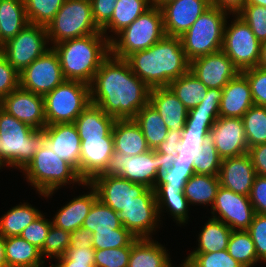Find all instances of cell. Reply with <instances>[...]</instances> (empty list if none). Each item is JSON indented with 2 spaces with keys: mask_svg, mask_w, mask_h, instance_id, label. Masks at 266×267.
<instances>
[{
  "mask_svg": "<svg viewBox=\"0 0 266 267\" xmlns=\"http://www.w3.org/2000/svg\"><path fill=\"white\" fill-rule=\"evenodd\" d=\"M150 90L125 59L110 54L90 84V101L115 119H133L149 103Z\"/></svg>",
  "mask_w": 266,
  "mask_h": 267,
  "instance_id": "obj_1",
  "label": "cell"
},
{
  "mask_svg": "<svg viewBox=\"0 0 266 267\" xmlns=\"http://www.w3.org/2000/svg\"><path fill=\"white\" fill-rule=\"evenodd\" d=\"M125 60L132 72L150 89L168 87L190 68L180 37L167 35L150 48L134 52Z\"/></svg>",
  "mask_w": 266,
  "mask_h": 267,
  "instance_id": "obj_2",
  "label": "cell"
},
{
  "mask_svg": "<svg viewBox=\"0 0 266 267\" xmlns=\"http://www.w3.org/2000/svg\"><path fill=\"white\" fill-rule=\"evenodd\" d=\"M103 33L68 39L54 44L65 80L90 85L102 62L110 55V41Z\"/></svg>",
  "mask_w": 266,
  "mask_h": 267,
  "instance_id": "obj_3",
  "label": "cell"
},
{
  "mask_svg": "<svg viewBox=\"0 0 266 267\" xmlns=\"http://www.w3.org/2000/svg\"><path fill=\"white\" fill-rule=\"evenodd\" d=\"M45 143L43 130L33 129L0 108V169L8 165L23 170Z\"/></svg>",
  "mask_w": 266,
  "mask_h": 267,
  "instance_id": "obj_4",
  "label": "cell"
},
{
  "mask_svg": "<svg viewBox=\"0 0 266 267\" xmlns=\"http://www.w3.org/2000/svg\"><path fill=\"white\" fill-rule=\"evenodd\" d=\"M23 172L27 175V182L44 197L51 196L70 181L79 185L85 183L78 171L54 153L47 143L35 153Z\"/></svg>",
  "mask_w": 266,
  "mask_h": 267,
  "instance_id": "obj_5",
  "label": "cell"
},
{
  "mask_svg": "<svg viewBox=\"0 0 266 267\" xmlns=\"http://www.w3.org/2000/svg\"><path fill=\"white\" fill-rule=\"evenodd\" d=\"M110 41V54L126 59L134 52L150 48L166 34L161 8L152 5Z\"/></svg>",
  "mask_w": 266,
  "mask_h": 267,
  "instance_id": "obj_6",
  "label": "cell"
},
{
  "mask_svg": "<svg viewBox=\"0 0 266 267\" xmlns=\"http://www.w3.org/2000/svg\"><path fill=\"white\" fill-rule=\"evenodd\" d=\"M227 15L228 13L217 7L210 6L180 36L189 61L221 50Z\"/></svg>",
  "mask_w": 266,
  "mask_h": 267,
  "instance_id": "obj_7",
  "label": "cell"
},
{
  "mask_svg": "<svg viewBox=\"0 0 266 267\" xmlns=\"http://www.w3.org/2000/svg\"><path fill=\"white\" fill-rule=\"evenodd\" d=\"M43 98L46 126L74 123L81 112L91 104L90 85L65 80Z\"/></svg>",
  "mask_w": 266,
  "mask_h": 267,
  "instance_id": "obj_8",
  "label": "cell"
},
{
  "mask_svg": "<svg viewBox=\"0 0 266 267\" xmlns=\"http://www.w3.org/2000/svg\"><path fill=\"white\" fill-rule=\"evenodd\" d=\"M46 28L52 44L102 33L94 22L91 0H65Z\"/></svg>",
  "mask_w": 266,
  "mask_h": 267,
  "instance_id": "obj_9",
  "label": "cell"
},
{
  "mask_svg": "<svg viewBox=\"0 0 266 267\" xmlns=\"http://www.w3.org/2000/svg\"><path fill=\"white\" fill-rule=\"evenodd\" d=\"M194 174L190 165L174 164L164 174H159L153 187L156 195L158 213L166 206L170 215L179 224L188 221V200L184 195V186Z\"/></svg>",
  "mask_w": 266,
  "mask_h": 267,
  "instance_id": "obj_10",
  "label": "cell"
},
{
  "mask_svg": "<svg viewBox=\"0 0 266 267\" xmlns=\"http://www.w3.org/2000/svg\"><path fill=\"white\" fill-rule=\"evenodd\" d=\"M158 168V152L155 150L135 156L114 150L106 167L97 176H118L153 189L158 177Z\"/></svg>",
  "mask_w": 266,
  "mask_h": 267,
  "instance_id": "obj_11",
  "label": "cell"
},
{
  "mask_svg": "<svg viewBox=\"0 0 266 267\" xmlns=\"http://www.w3.org/2000/svg\"><path fill=\"white\" fill-rule=\"evenodd\" d=\"M231 23L227 26L226 20L221 50L240 72L256 67L260 59L261 42L248 24L238 15H235V19Z\"/></svg>",
  "mask_w": 266,
  "mask_h": 267,
  "instance_id": "obj_12",
  "label": "cell"
},
{
  "mask_svg": "<svg viewBox=\"0 0 266 267\" xmlns=\"http://www.w3.org/2000/svg\"><path fill=\"white\" fill-rule=\"evenodd\" d=\"M47 28L28 23L0 48V53L20 73L50 48ZM48 47V48H46Z\"/></svg>",
  "mask_w": 266,
  "mask_h": 267,
  "instance_id": "obj_13",
  "label": "cell"
},
{
  "mask_svg": "<svg viewBox=\"0 0 266 267\" xmlns=\"http://www.w3.org/2000/svg\"><path fill=\"white\" fill-rule=\"evenodd\" d=\"M64 81L59 57L52 46L20 72V87L42 96Z\"/></svg>",
  "mask_w": 266,
  "mask_h": 267,
  "instance_id": "obj_14",
  "label": "cell"
},
{
  "mask_svg": "<svg viewBox=\"0 0 266 267\" xmlns=\"http://www.w3.org/2000/svg\"><path fill=\"white\" fill-rule=\"evenodd\" d=\"M122 225L136 238H150L159 218L155 191L147 189L118 212ZM157 222V223H156Z\"/></svg>",
  "mask_w": 266,
  "mask_h": 267,
  "instance_id": "obj_15",
  "label": "cell"
},
{
  "mask_svg": "<svg viewBox=\"0 0 266 267\" xmlns=\"http://www.w3.org/2000/svg\"><path fill=\"white\" fill-rule=\"evenodd\" d=\"M211 210L214 215L212 218L224 222L232 230H247L255 215L249 196L235 193L221 185ZM215 212L219 214L218 217Z\"/></svg>",
  "mask_w": 266,
  "mask_h": 267,
  "instance_id": "obj_16",
  "label": "cell"
},
{
  "mask_svg": "<svg viewBox=\"0 0 266 267\" xmlns=\"http://www.w3.org/2000/svg\"><path fill=\"white\" fill-rule=\"evenodd\" d=\"M0 108L33 129L46 127L44 98L20 86L0 100Z\"/></svg>",
  "mask_w": 266,
  "mask_h": 267,
  "instance_id": "obj_17",
  "label": "cell"
},
{
  "mask_svg": "<svg viewBox=\"0 0 266 267\" xmlns=\"http://www.w3.org/2000/svg\"><path fill=\"white\" fill-rule=\"evenodd\" d=\"M189 70L208 89H223L240 72L222 50L193 59Z\"/></svg>",
  "mask_w": 266,
  "mask_h": 267,
  "instance_id": "obj_18",
  "label": "cell"
},
{
  "mask_svg": "<svg viewBox=\"0 0 266 267\" xmlns=\"http://www.w3.org/2000/svg\"><path fill=\"white\" fill-rule=\"evenodd\" d=\"M209 139L222 159L249 151L242 118L219 117L210 130Z\"/></svg>",
  "mask_w": 266,
  "mask_h": 267,
  "instance_id": "obj_19",
  "label": "cell"
},
{
  "mask_svg": "<svg viewBox=\"0 0 266 267\" xmlns=\"http://www.w3.org/2000/svg\"><path fill=\"white\" fill-rule=\"evenodd\" d=\"M89 183L96 189L98 199L117 213L148 189L118 176H95Z\"/></svg>",
  "mask_w": 266,
  "mask_h": 267,
  "instance_id": "obj_20",
  "label": "cell"
},
{
  "mask_svg": "<svg viewBox=\"0 0 266 267\" xmlns=\"http://www.w3.org/2000/svg\"><path fill=\"white\" fill-rule=\"evenodd\" d=\"M211 6L210 0H175L161 7L167 36H182Z\"/></svg>",
  "mask_w": 266,
  "mask_h": 267,
  "instance_id": "obj_21",
  "label": "cell"
},
{
  "mask_svg": "<svg viewBox=\"0 0 266 267\" xmlns=\"http://www.w3.org/2000/svg\"><path fill=\"white\" fill-rule=\"evenodd\" d=\"M113 151L112 131L105 138L81 140L79 175L84 182H90L104 170Z\"/></svg>",
  "mask_w": 266,
  "mask_h": 267,
  "instance_id": "obj_22",
  "label": "cell"
},
{
  "mask_svg": "<svg viewBox=\"0 0 266 267\" xmlns=\"http://www.w3.org/2000/svg\"><path fill=\"white\" fill-rule=\"evenodd\" d=\"M256 171L249 153L222 159L219 182L224 188L249 196L256 177Z\"/></svg>",
  "mask_w": 266,
  "mask_h": 267,
  "instance_id": "obj_23",
  "label": "cell"
},
{
  "mask_svg": "<svg viewBox=\"0 0 266 267\" xmlns=\"http://www.w3.org/2000/svg\"><path fill=\"white\" fill-rule=\"evenodd\" d=\"M46 143L62 160L71 164L79 174L81 140L74 123L52 124L43 129Z\"/></svg>",
  "mask_w": 266,
  "mask_h": 267,
  "instance_id": "obj_24",
  "label": "cell"
},
{
  "mask_svg": "<svg viewBox=\"0 0 266 267\" xmlns=\"http://www.w3.org/2000/svg\"><path fill=\"white\" fill-rule=\"evenodd\" d=\"M253 105L250 84L247 77L239 72L222 89L219 116L242 118Z\"/></svg>",
  "mask_w": 266,
  "mask_h": 267,
  "instance_id": "obj_25",
  "label": "cell"
},
{
  "mask_svg": "<svg viewBox=\"0 0 266 267\" xmlns=\"http://www.w3.org/2000/svg\"><path fill=\"white\" fill-rule=\"evenodd\" d=\"M149 103L160 114L168 130L184 129L188 109L169 87H156L150 90Z\"/></svg>",
  "mask_w": 266,
  "mask_h": 267,
  "instance_id": "obj_26",
  "label": "cell"
},
{
  "mask_svg": "<svg viewBox=\"0 0 266 267\" xmlns=\"http://www.w3.org/2000/svg\"><path fill=\"white\" fill-rule=\"evenodd\" d=\"M83 186H89L91 191L88 194L73 198V200L59 209L52 221L55 227L69 232L82 227L86 216L98 199L96 189L89 182H85Z\"/></svg>",
  "mask_w": 266,
  "mask_h": 267,
  "instance_id": "obj_27",
  "label": "cell"
},
{
  "mask_svg": "<svg viewBox=\"0 0 266 267\" xmlns=\"http://www.w3.org/2000/svg\"><path fill=\"white\" fill-rule=\"evenodd\" d=\"M112 136L115 151L135 156L151 150L134 119H116Z\"/></svg>",
  "mask_w": 266,
  "mask_h": 267,
  "instance_id": "obj_28",
  "label": "cell"
},
{
  "mask_svg": "<svg viewBox=\"0 0 266 267\" xmlns=\"http://www.w3.org/2000/svg\"><path fill=\"white\" fill-rule=\"evenodd\" d=\"M213 125L214 123L186 121L175 159L176 164L193 165V158L198 156L202 145L209 138Z\"/></svg>",
  "mask_w": 266,
  "mask_h": 267,
  "instance_id": "obj_29",
  "label": "cell"
},
{
  "mask_svg": "<svg viewBox=\"0 0 266 267\" xmlns=\"http://www.w3.org/2000/svg\"><path fill=\"white\" fill-rule=\"evenodd\" d=\"M115 120L98 106L90 104L77 117L74 124L80 140H87L105 138L112 131Z\"/></svg>",
  "mask_w": 266,
  "mask_h": 267,
  "instance_id": "obj_30",
  "label": "cell"
},
{
  "mask_svg": "<svg viewBox=\"0 0 266 267\" xmlns=\"http://www.w3.org/2000/svg\"><path fill=\"white\" fill-rule=\"evenodd\" d=\"M170 259L166 248L152 238H135L131 242L128 267H163Z\"/></svg>",
  "mask_w": 266,
  "mask_h": 267,
  "instance_id": "obj_31",
  "label": "cell"
},
{
  "mask_svg": "<svg viewBox=\"0 0 266 267\" xmlns=\"http://www.w3.org/2000/svg\"><path fill=\"white\" fill-rule=\"evenodd\" d=\"M7 267H43L44 260L40 249L21 236L5 238Z\"/></svg>",
  "mask_w": 266,
  "mask_h": 267,
  "instance_id": "obj_32",
  "label": "cell"
},
{
  "mask_svg": "<svg viewBox=\"0 0 266 267\" xmlns=\"http://www.w3.org/2000/svg\"><path fill=\"white\" fill-rule=\"evenodd\" d=\"M28 23L23 0H0L1 47Z\"/></svg>",
  "mask_w": 266,
  "mask_h": 267,
  "instance_id": "obj_33",
  "label": "cell"
},
{
  "mask_svg": "<svg viewBox=\"0 0 266 267\" xmlns=\"http://www.w3.org/2000/svg\"><path fill=\"white\" fill-rule=\"evenodd\" d=\"M151 6L152 0H118L111 19L101 28V32L106 35L110 29L109 32L117 35Z\"/></svg>",
  "mask_w": 266,
  "mask_h": 267,
  "instance_id": "obj_34",
  "label": "cell"
},
{
  "mask_svg": "<svg viewBox=\"0 0 266 267\" xmlns=\"http://www.w3.org/2000/svg\"><path fill=\"white\" fill-rule=\"evenodd\" d=\"M133 119L141 128L149 148L156 150L168 134V128L160 114L148 103Z\"/></svg>",
  "mask_w": 266,
  "mask_h": 267,
  "instance_id": "obj_35",
  "label": "cell"
},
{
  "mask_svg": "<svg viewBox=\"0 0 266 267\" xmlns=\"http://www.w3.org/2000/svg\"><path fill=\"white\" fill-rule=\"evenodd\" d=\"M232 229L224 222L211 218L199 234V244L191 253H212L227 249Z\"/></svg>",
  "mask_w": 266,
  "mask_h": 267,
  "instance_id": "obj_36",
  "label": "cell"
},
{
  "mask_svg": "<svg viewBox=\"0 0 266 267\" xmlns=\"http://www.w3.org/2000/svg\"><path fill=\"white\" fill-rule=\"evenodd\" d=\"M219 187L218 176L193 174L184 186V195L190 205H213Z\"/></svg>",
  "mask_w": 266,
  "mask_h": 267,
  "instance_id": "obj_37",
  "label": "cell"
},
{
  "mask_svg": "<svg viewBox=\"0 0 266 267\" xmlns=\"http://www.w3.org/2000/svg\"><path fill=\"white\" fill-rule=\"evenodd\" d=\"M40 215L38 209L27 203L12 207L0 218V234L5 238L20 236L22 231Z\"/></svg>",
  "mask_w": 266,
  "mask_h": 267,
  "instance_id": "obj_38",
  "label": "cell"
},
{
  "mask_svg": "<svg viewBox=\"0 0 266 267\" xmlns=\"http://www.w3.org/2000/svg\"><path fill=\"white\" fill-rule=\"evenodd\" d=\"M168 87L188 110L203 101L208 91V88L190 70L172 81Z\"/></svg>",
  "mask_w": 266,
  "mask_h": 267,
  "instance_id": "obj_39",
  "label": "cell"
},
{
  "mask_svg": "<svg viewBox=\"0 0 266 267\" xmlns=\"http://www.w3.org/2000/svg\"><path fill=\"white\" fill-rule=\"evenodd\" d=\"M122 226L118 213L99 199L94 202L82 225L93 233L111 231Z\"/></svg>",
  "mask_w": 266,
  "mask_h": 267,
  "instance_id": "obj_40",
  "label": "cell"
},
{
  "mask_svg": "<svg viewBox=\"0 0 266 267\" xmlns=\"http://www.w3.org/2000/svg\"><path fill=\"white\" fill-rule=\"evenodd\" d=\"M227 251L244 267H252L259 261L254 243L247 230H232Z\"/></svg>",
  "mask_w": 266,
  "mask_h": 267,
  "instance_id": "obj_41",
  "label": "cell"
},
{
  "mask_svg": "<svg viewBox=\"0 0 266 267\" xmlns=\"http://www.w3.org/2000/svg\"><path fill=\"white\" fill-rule=\"evenodd\" d=\"M248 148L266 143V107L253 105L242 116Z\"/></svg>",
  "mask_w": 266,
  "mask_h": 267,
  "instance_id": "obj_42",
  "label": "cell"
},
{
  "mask_svg": "<svg viewBox=\"0 0 266 267\" xmlns=\"http://www.w3.org/2000/svg\"><path fill=\"white\" fill-rule=\"evenodd\" d=\"M28 22L47 26L55 17L65 0H23Z\"/></svg>",
  "mask_w": 266,
  "mask_h": 267,
  "instance_id": "obj_43",
  "label": "cell"
},
{
  "mask_svg": "<svg viewBox=\"0 0 266 267\" xmlns=\"http://www.w3.org/2000/svg\"><path fill=\"white\" fill-rule=\"evenodd\" d=\"M193 159L192 168L194 174L218 176L222 158L209 138L202 145L198 156Z\"/></svg>",
  "mask_w": 266,
  "mask_h": 267,
  "instance_id": "obj_44",
  "label": "cell"
},
{
  "mask_svg": "<svg viewBox=\"0 0 266 267\" xmlns=\"http://www.w3.org/2000/svg\"><path fill=\"white\" fill-rule=\"evenodd\" d=\"M70 247V232L51 225L47 234L43 248L40 250L43 256L52 258H60L66 254Z\"/></svg>",
  "mask_w": 266,
  "mask_h": 267,
  "instance_id": "obj_45",
  "label": "cell"
},
{
  "mask_svg": "<svg viewBox=\"0 0 266 267\" xmlns=\"http://www.w3.org/2000/svg\"><path fill=\"white\" fill-rule=\"evenodd\" d=\"M136 237L124 226L105 232H94L92 243L94 249H110L128 246Z\"/></svg>",
  "mask_w": 266,
  "mask_h": 267,
  "instance_id": "obj_46",
  "label": "cell"
},
{
  "mask_svg": "<svg viewBox=\"0 0 266 267\" xmlns=\"http://www.w3.org/2000/svg\"><path fill=\"white\" fill-rule=\"evenodd\" d=\"M186 258L190 267H244L229 255L227 249L212 253H190Z\"/></svg>",
  "mask_w": 266,
  "mask_h": 267,
  "instance_id": "obj_47",
  "label": "cell"
},
{
  "mask_svg": "<svg viewBox=\"0 0 266 267\" xmlns=\"http://www.w3.org/2000/svg\"><path fill=\"white\" fill-rule=\"evenodd\" d=\"M237 15L248 24L261 43L266 41V7L245 4Z\"/></svg>",
  "mask_w": 266,
  "mask_h": 267,
  "instance_id": "obj_48",
  "label": "cell"
},
{
  "mask_svg": "<svg viewBox=\"0 0 266 267\" xmlns=\"http://www.w3.org/2000/svg\"><path fill=\"white\" fill-rule=\"evenodd\" d=\"M131 243L126 247L95 249V267H128Z\"/></svg>",
  "mask_w": 266,
  "mask_h": 267,
  "instance_id": "obj_49",
  "label": "cell"
},
{
  "mask_svg": "<svg viewBox=\"0 0 266 267\" xmlns=\"http://www.w3.org/2000/svg\"><path fill=\"white\" fill-rule=\"evenodd\" d=\"M95 249L88 246H79V248H68L66 254L58 258V264L51 267H95L94 266Z\"/></svg>",
  "mask_w": 266,
  "mask_h": 267,
  "instance_id": "obj_50",
  "label": "cell"
},
{
  "mask_svg": "<svg viewBox=\"0 0 266 267\" xmlns=\"http://www.w3.org/2000/svg\"><path fill=\"white\" fill-rule=\"evenodd\" d=\"M241 72L250 84L254 105L266 107V70L256 66Z\"/></svg>",
  "mask_w": 266,
  "mask_h": 267,
  "instance_id": "obj_51",
  "label": "cell"
},
{
  "mask_svg": "<svg viewBox=\"0 0 266 267\" xmlns=\"http://www.w3.org/2000/svg\"><path fill=\"white\" fill-rule=\"evenodd\" d=\"M247 231L254 243L258 260L266 262V215L255 213Z\"/></svg>",
  "mask_w": 266,
  "mask_h": 267,
  "instance_id": "obj_52",
  "label": "cell"
},
{
  "mask_svg": "<svg viewBox=\"0 0 266 267\" xmlns=\"http://www.w3.org/2000/svg\"><path fill=\"white\" fill-rule=\"evenodd\" d=\"M51 225L52 221H48L41 214L22 231L20 236L41 250Z\"/></svg>",
  "mask_w": 266,
  "mask_h": 267,
  "instance_id": "obj_53",
  "label": "cell"
},
{
  "mask_svg": "<svg viewBox=\"0 0 266 267\" xmlns=\"http://www.w3.org/2000/svg\"><path fill=\"white\" fill-rule=\"evenodd\" d=\"M20 86V73L0 53V100Z\"/></svg>",
  "mask_w": 266,
  "mask_h": 267,
  "instance_id": "obj_54",
  "label": "cell"
},
{
  "mask_svg": "<svg viewBox=\"0 0 266 267\" xmlns=\"http://www.w3.org/2000/svg\"><path fill=\"white\" fill-rule=\"evenodd\" d=\"M249 199L255 213L266 215V177L256 175Z\"/></svg>",
  "mask_w": 266,
  "mask_h": 267,
  "instance_id": "obj_55",
  "label": "cell"
},
{
  "mask_svg": "<svg viewBox=\"0 0 266 267\" xmlns=\"http://www.w3.org/2000/svg\"><path fill=\"white\" fill-rule=\"evenodd\" d=\"M118 0H91L94 22L101 29L110 19Z\"/></svg>",
  "mask_w": 266,
  "mask_h": 267,
  "instance_id": "obj_56",
  "label": "cell"
},
{
  "mask_svg": "<svg viewBox=\"0 0 266 267\" xmlns=\"http://www.w3.org/2000/svg\"><path fill=\"white\" fill-rule=\"evenodd\" d=\"M219 109L206 107H195L188 110L186 121H199L204 123H215L219 118Z\"/></svg>",
  "mask_w": 266,
  "mask_h": 267,
  "instance_id": "obj_57",
  "label": "cell"
},
{
  "mask_svg": "<svg viewBox=\"0 0 266 267\" xmlns=\"http://www.w3.org/2000/svg\"><path fill=\"white\" fill-rule=\"evenodd\" d=\"M248 153L256 174L266 177V143L249 148Z\"/></svg>",
  "mask_w": 266,
  "mask_h": 267,
  "instance_id": "obj_58",
  "label": "cell"
},
{
  "mask_svg": "<svg viewBox=\"0 0 266 267\" xmlns=\"http://www.w3.org/2000/svg\"><path fill=\"white\" fill-rule=\"evenodd\" d=\"M182 138V131L168 130L166 139L155 150L158 153L171 154L173 156L178 155L179 143Z\"/></svg>",
  "mask_w": 266,
  "mask_h": 267,
  "instance_id": "obj_59",
  "label": "cell"
},
{
  "mask_svg": "<svg viewBox=\"0 0 266 267\" xmlns=\"http://www.w3.org/2000/svg\"><path fill=\"white\" fill-rule=\"evenodd\" d=\"M92 238L93 232L91 230L80 227L79 229L70 232L69 248H79V246L93 248Z\"/></svg>",
  "mask_w": 266,
  "mask_h": 267,
  "instance_id": "obj_60",
  "label": "cell"
},
{
  "mask_svg": "<svg viewBox=\"0 0 266 267\" xmlns=\"http://www.w3.org/2000/svg\"><path fill=\"white\" fill-rule=\"evenodd\" d=\"M246 0H210L211 6L228 14L237 15L245 6ZM228 10V11H227Z\"/></svg>",
  "mask_w": 266,
  "mask_h": 267,
  "instance_id": "obj_61",
  "label": "cell"
},
{
  "mask_svg": "<svg viewBox=\"0 0 266 267\" xmlns=\"http://www.w3.org/2000/svg\"><path fill=\"white\" fill-rule=\"evenodd\" d=\"M222 98V89L210 88L206 96L196 107H206L211 109H220V102Z\"/></svg>",
  "mask_w": 266,
  "mask_h": 267,
  "instance_id": "obj_62",
  "label": "cell"
},
{
  "mask_svg": "<svg viewBox=\"0 0 266 267\" xmlns=\"http://www.w3.org/2000/svg\"><path fill=\"white\" fill-rule=\"evenodd\" d=\"M176 157L171 154L158 153V175L164 174L168 169L172 168L175 164Z\"/></svg>",
  "mask_w": 266,
  "mask_h": 267,
  "instance_id": "obj_63",
  "label": "cell"
},
{
  "mask_svg": "<svg viewBox=\"0 0 266 267\" xmlns=\"http://www.w3.org/2000/svg\"><path fill=\"white\" fill-rule=\"evenodd\" d=\"M0 267H7L5 257V237L0 234Z\"/></svg>",
  "mask_w": 266,
  "mask_h": 267,
  "instance_id": "obj_64",
  "label": "cell"
},
{
  "mask_svg": "<svg viewBox=\"0 0 266 267\" xmlns=\"http://www.w3.org/2000/svg\"><path fill=\"white\" fill-rule=\"evenodd\" d=\"M257 67L266 70V41L261 43L260 59Z\"/></svg>",
  "mask_w": 266,
  "mask_h": 267,
  "instance_id": "obj_65",
  "label": "cell"
},
{
  "mask_svg": "<svg viewBox=\"0 0 266 267\" xmlns=\"http://www.w3.org/2000/svg\"><path fill=\"white\" fill-rule=\"evenodd\" d=\"M175 0H152V5L161 8L164 4L170 3Z\"/></svg>",
  "mask_w": 266,
  "mask_h": 267,
  "instance_id": "obj_66",
  "label": "cell"
},
{
  "mask_svg": "<svg viewBox=\"0 0 266 267\" xmlns=\"http://www.w3.org/2000/svg\"><path fill=\"white\" fill-rule=\"evenodd\" d=\"M245 4L261 5L266 7V0H246Z\"/></svg>",
  "mask_w": 266,
  "mask_h": 267,
  "instance_id": "obj_67",
  "label": "cell"
},
{
  "mask_svg": "<svg viewBox=\"0 0 266 267\" xmlns=\"http://www.w3.org/2000/svg\"><path fill=\"white\" fill-rule=\"evenodd\" d=\"M163 267H173L171 264V260L167 264H165ZM181 267H190L189 261L187 260V258L184 260V263L181 264Z\"/></svg>",
  "mask_w": 266,
  "mask_h": 267,
  "instance_id": "obj_68",
  "label": "cell"
}]
</instances>
